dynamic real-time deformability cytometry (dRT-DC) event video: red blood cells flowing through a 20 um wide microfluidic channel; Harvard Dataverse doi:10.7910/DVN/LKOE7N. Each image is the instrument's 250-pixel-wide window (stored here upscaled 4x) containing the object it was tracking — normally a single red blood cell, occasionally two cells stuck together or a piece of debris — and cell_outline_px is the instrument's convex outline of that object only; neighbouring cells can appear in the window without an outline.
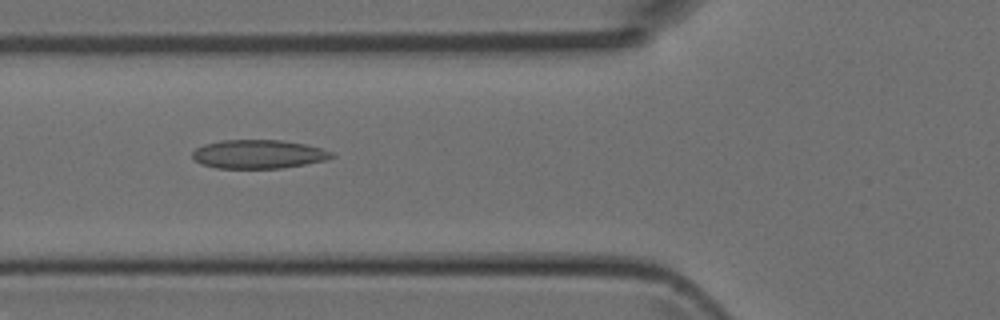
{"species": "Egyptian fruit bat (a non-hibernating species)", "species_latin": "Rousettus aegyptiacus", "temperature_condition": "room temperature", "stored_images_in_passage": 48, "camera_frame_rate_fps": 3000, "um_per_image_px": 0.085, "animal": {"sex": "female"}, "frame": {"image": 1, "passage_image": 17, "time_ms": 5.333, "image_size_px": [1000, 320], "cell_outline_px": [[336, 156], [324, 160], [304, 164], [280, 168], [216, 168], [200, 164], [192, 156], [192, 152], [196, 148], [204, 144], [220, 140], [280, 140], [304, 144], [320, 148], [332, 152]], "centroid_in_image_um": [21.93, 13.1], "position_along_channel_um": 103.9, "area_um2": 23.18}}
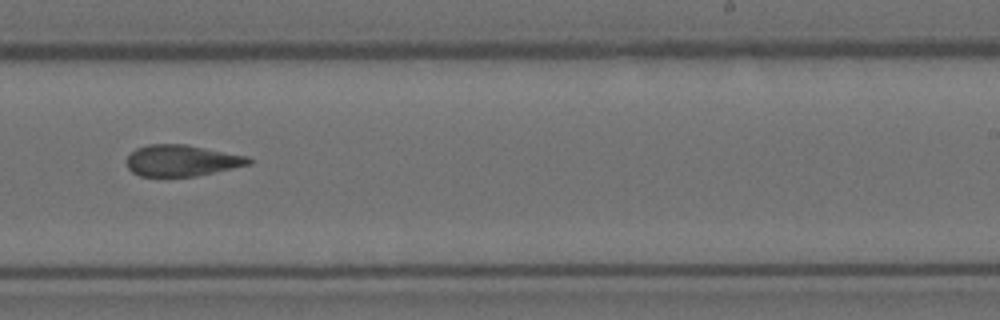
{"frame": {"image": 2, "passage_image": 29, "time_ms": 9.333, "image_size_px": [1000, 320], "cell_outline_px": [[252, 164], [196, 176], [140, 176], [132, 172], [128, 168], [128, 156], [136, 148], [148, 144], [184, 144], [248, 156], [252, 160]], "centroid_in_image_um": [15.46, 13.65], "position_along_channel_um": 273.5, "area_um2": 22.14}}
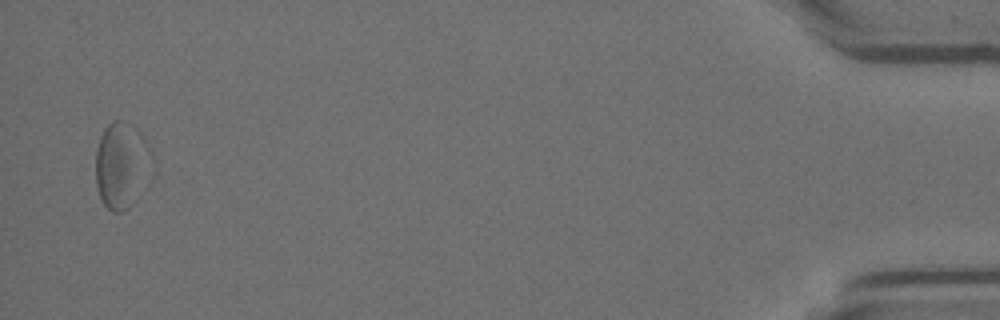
{"frame": {"image": 3, "passage_image": 46, "time_ms": 15.0, "image_size_px": [1000, 320], "cell_outline_px": [[136, 200], [128, 208], [120, 212], [112, 212], [104, 204], [100, 196], [96, 184], [96, 148], [100, 136], [104, 128], [108, 124], [116, 120], [124, 120], [128, 124]], "centroid_in_image_um": [9.8, 14.22], "position_along_channel_um": 425.4, "area_um2": 21.04}}